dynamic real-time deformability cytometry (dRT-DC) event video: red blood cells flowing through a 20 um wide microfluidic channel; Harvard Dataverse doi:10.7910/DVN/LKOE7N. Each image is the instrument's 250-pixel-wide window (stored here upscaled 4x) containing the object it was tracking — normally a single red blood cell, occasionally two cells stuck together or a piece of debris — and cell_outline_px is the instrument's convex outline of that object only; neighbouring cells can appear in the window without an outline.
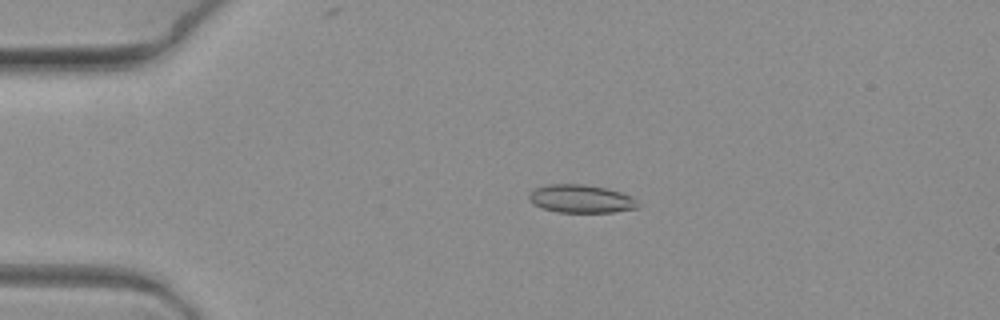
{"species": "common noctule bat (a hibernating species)", "species_latin": "Nyctalus noctula", "temperature_condition": "warm", "stored_images_in_passage": 6, "camera_frame_rate_fps": 3000, "um_per_image_px": 0.085, "animal": {"sex": "female", "body_mass_g": 19.3, "forearm_length_mm": 54.1}, "frame": {"image": 1, "passage_image": 3, "time_ms": 0.667, "image_size_px": [1000, 320], "cell_outline_px": [[640, 208], [612, 212], [556, 212], [532, 204], [528, 200], [528, 196], [536, 188], [548, 184], [584, 184], [608, 188], [632, 196], [640, 204]], "centroid_in_image_um": [49.42, 16.9], "position_along_channel_um": 35.6, "area_um2": 17.98}}
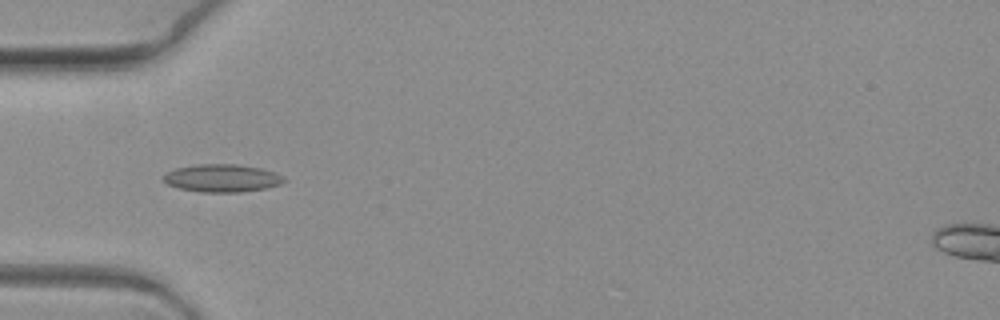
{"frame": {"image": 2, "passage_image": 5, "time_ms": 1.333, "image_size_px": [1000, 320], "cell_outline_px": [[288, 180], [280, 184], [268, 188], [240, 192], [200, 192], [180, 188], [168, 184], [164, 180], [164, 176], [168, 172], [176, 168], [196, 164], [236, 164], [260, 168], [276, 172], [284, 176]], "centroid_in_image_um": [18.94, 15.14], "position_along_channel_um": 66.1, "area_um2": 19.54}}